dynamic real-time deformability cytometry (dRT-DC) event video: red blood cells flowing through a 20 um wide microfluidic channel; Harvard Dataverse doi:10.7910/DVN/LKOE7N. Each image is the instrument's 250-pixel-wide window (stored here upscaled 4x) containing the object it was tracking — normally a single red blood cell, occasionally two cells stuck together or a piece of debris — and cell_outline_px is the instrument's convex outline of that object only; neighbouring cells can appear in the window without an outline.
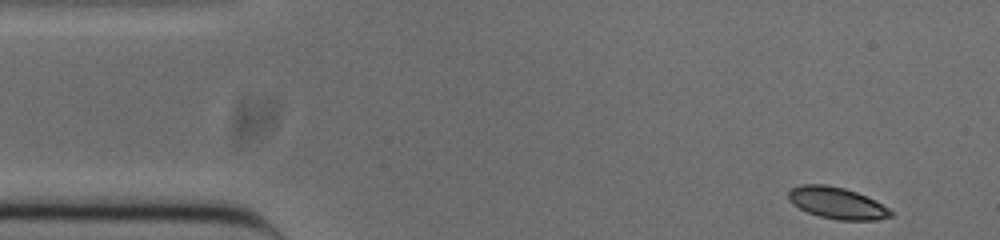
{"species": "common noctule bat (a hibernating species)", "species_latin": "Nyctalus noctula", "temperature_condition": "cold", "stored_images_in_passage": 49, "camera_frame_rate_fps": 3000, "um_per_image_px": 0.085, "animal": {"sex": "male", "body_mass_g": 20.0, "forearm_length_mm": 53.3}, "frame": {"image": 1, "passage_image": 1, "time_ms": 0.0, "image_size_px": [1000, 240], "cell_outline_px": [[892, 216], [876, 220], [836, 220], [820, 216], [808, 212], [792, 204], [788, 200], [788, 192], [792, 188], [800, 184], [824, 184], [844, 188], [856, 192], [888, 208], [892, 212]], "centroid_in_image_um": [71.09, 17.26], "position_along_channel_um": 13.9, "area_um2": 18.61}}
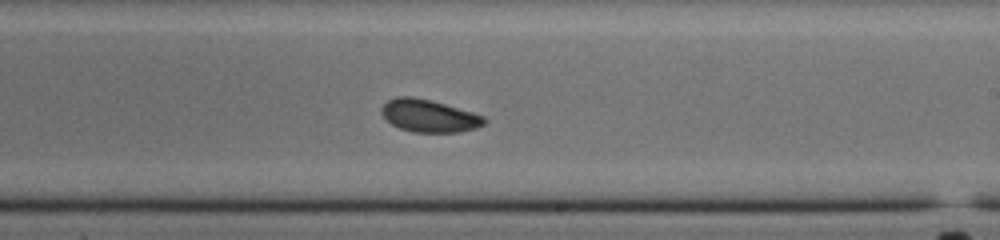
{"frame": {"image": 2, "passage_image": 27, "time_ms": 8.667, "image_size_px": [1000, 240], "cell_outline_px": [[488, 120], [484, 124], [476, 128], [460, 132], [416, 132], [400, 128], [392, 124], [380, 112], [380, 108], [388, 100], [396, 96], [412, 96], [444, 104], [472, 112], [484, 116]], "centroid_in_image_um": [36.47, 9.84], "position_along_channel_um": 252.5, "area_um2": 19.31}}
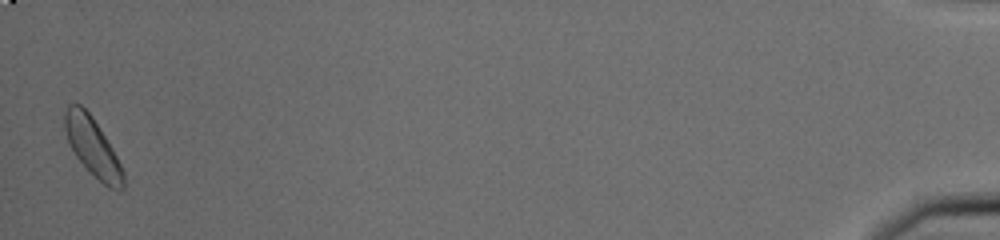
{"frame": {"image": 3, "passage_image": 49, "time_ms": 16.0, "image_size_px": [1000, 240], "cell_outline_px": [[124, 188], [108, 188], [76, 156], [68, 140], [64, 128], [64, 112], [68, 104], [80, 104], [92, 116], [112, 148], [124, 172]], "centroid_in_image_um": [7.86, 12.44], "position_along_channel_um": 427.3, "area_um2": 19.31}, "authors_computed_cell_mechanics": {"area_um2": 19.1896, "velocity_mm_per_s": 3.8116, "shape_relaxation_time_tau1_ms": null, "shape_relaxation_time_tau2_ms": 5.0282, "deformation_change_tau1": null, "deformation_change_tau2": 0.0718}}